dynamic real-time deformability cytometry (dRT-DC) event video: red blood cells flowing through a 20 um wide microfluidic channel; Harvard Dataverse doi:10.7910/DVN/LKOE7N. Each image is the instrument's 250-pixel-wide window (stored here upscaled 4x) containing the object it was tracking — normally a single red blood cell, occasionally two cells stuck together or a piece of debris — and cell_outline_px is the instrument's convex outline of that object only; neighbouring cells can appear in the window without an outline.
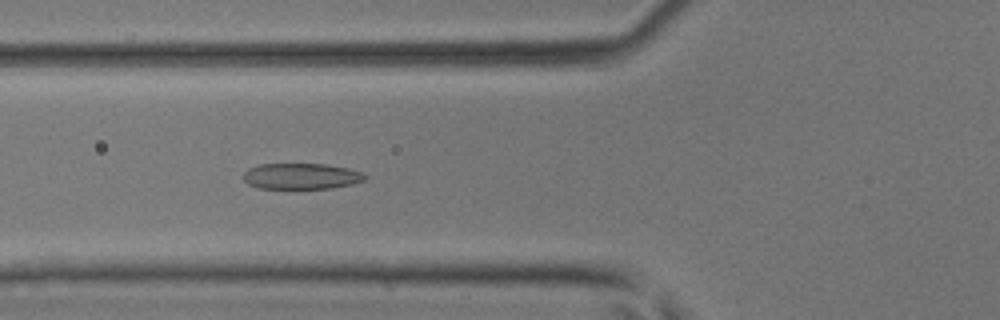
{"species": "common noctule bat (a hibernating species)", "species_latin": "Nyctalus noctula", "temperature_condition": "room temperature", "stored_images_in_passage": 36, "camera_frame_rate_fps": 3000, "um_per_image_px": 0.085, "animal": {"sex": "male", "body_mass_g": 17.9, "forearm_length_mm": 54.2}, "frame": {"image": 1, "passage_image": 7, "time_ms": 2.0, "image_size_px": [1000, 320], "cell_outline_px": [[368, 176], [364, 180], [352, 184], [332, 188], [256, 188], [248, 184], [244, 180], [244, 172], [248, 168], [260, 164], [324, 164], [348, 168], [364, 172]], "centroid_in_image_um": [25.62, 14.97], "position_along_channel_um": 100.2, "area_um2": 18.44}}
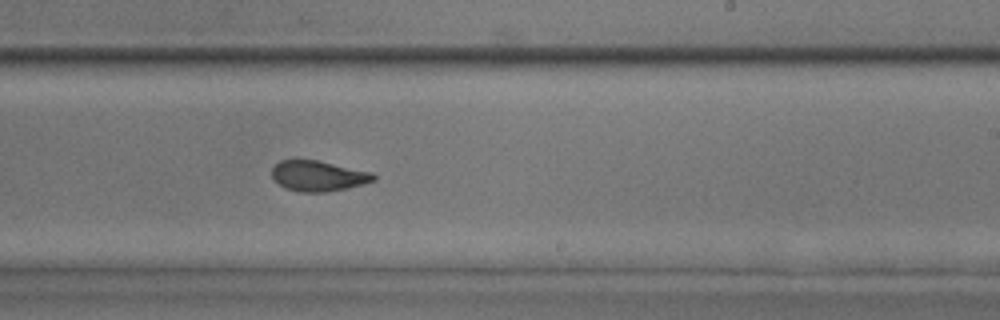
{"frame": {"image": 2, "passage_image": 18, "time_ms": 5.667, "image_size_px": [1000, 320], "cell_outline_px": [[376, 180], [364, 184], [324, 192], [300, 192], [284, 188], [272, 176], [272, 168], [280, 160], [316, 160], [372, 172], [376, 176]], "centroid_in_image_um": [27.05, 14.95], "position_along_channel_um": 261.9, "area_um2": 17.86}}
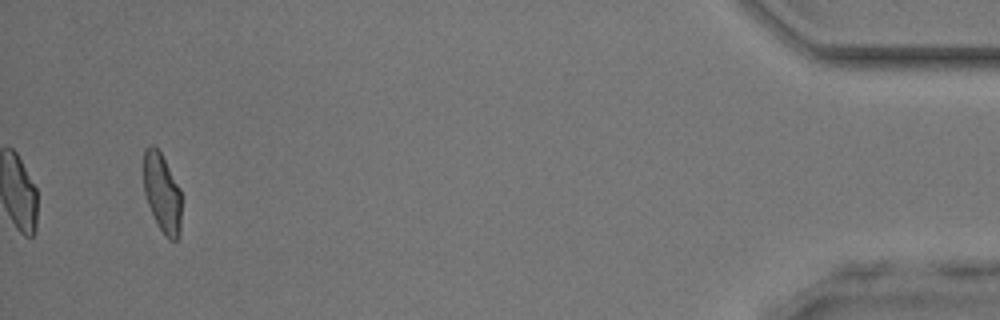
{"frame": {"image": 3, "passage_image": 34, "time_ms": 11.0, "image_size_px": [1000, 320], "cell_outline_px": [[180, 236], [176, 240], [168, 240], [164, 236], [156, 224], [148, 204], [144, 192], [144, 148], [148, 144], [152, 144], [160, 152], [180, 188]], "centroid_in_image_um": [13.77, 16.43], "position_along_channel_um": 421.4, "area_um2": 17.51}}